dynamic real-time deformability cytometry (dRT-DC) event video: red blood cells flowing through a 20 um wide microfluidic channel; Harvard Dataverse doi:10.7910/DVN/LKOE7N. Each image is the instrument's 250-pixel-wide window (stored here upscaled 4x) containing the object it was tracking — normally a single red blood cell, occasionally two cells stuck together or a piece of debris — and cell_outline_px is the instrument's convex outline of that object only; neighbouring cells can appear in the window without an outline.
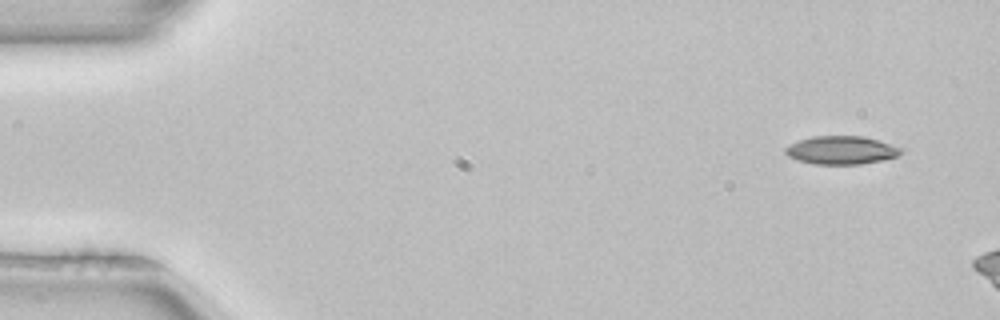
{"species": "common noctule bat (a hibernating species)", "species_latin": "Nyctalus noctula", "temperature_condition": "room temperature", "stored_images_in_passage": 3, "camera_frame_rate_fps": 3000, "um_per_image_px": 0.085, "animal": {"sex": "female", "body_mass_g": 22.7, "forearm_length_mm": 54.2}, "frame": {"image": 1, "passage_image": 1, "time_ms": 0.0, "image_size_px": [1000, 320], "cell_outline_px": [[904, 152], [896, 156], [884, 160], [860, 164], [816, 164], [800, 160], [788, 156], [784, 152], [784, 148], [800, 140], [812, 136], [864, 136], [904, 148]], "centroid_in_image_um": [71.56, 12.76], "position_along_channel_um": 13.4, "area_um2": 18.96}}